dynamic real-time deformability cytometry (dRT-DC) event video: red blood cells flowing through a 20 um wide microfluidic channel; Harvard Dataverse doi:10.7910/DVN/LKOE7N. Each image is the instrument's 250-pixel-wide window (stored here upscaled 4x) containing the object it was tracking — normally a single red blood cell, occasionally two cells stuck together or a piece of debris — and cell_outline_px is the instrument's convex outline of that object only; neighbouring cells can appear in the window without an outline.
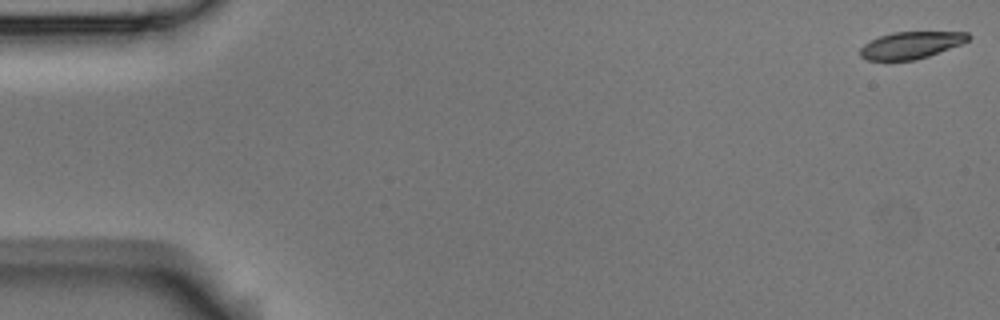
{"species": "Egyptian fruit bat (a non-hibernating species)", "species_latin": "Rousettus aegyptiacus", "temperature_condition": "room temperature", "stored_images_in_passage": 57, "camera_frame_rate_fps": 3000, "um_per_image_px": 0.085, "animal": {"sex": "male"}, "frame": {"image": 1, "passage_image": 1, "time_ms": 0.0, "image_size_px": [1000, 320], "cell_outline_px": [[972, 36], [968, 40], [960, 44], [928, 56], [916, 60], [868, 60], [860, 56], [860, 48], [864, 44], [880, 36], [892, 32], [968, 32]], "centroid_in_image_um": [77.43, 3.83], "position_along_channel_um": 7.6, "area_um2": 16.82}}
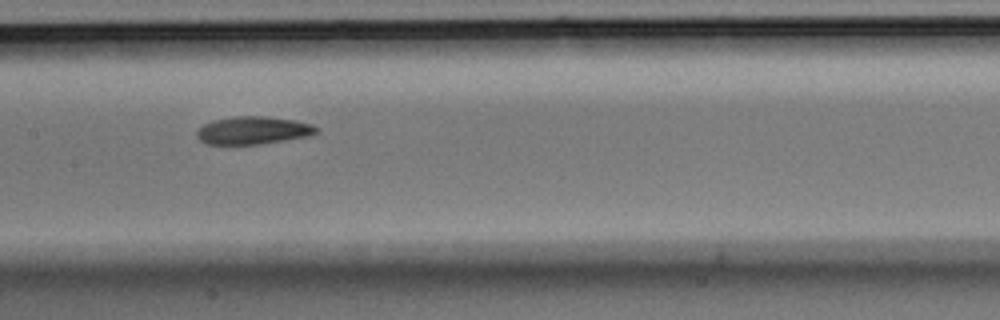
{"frame": {"image": 2, "passage_image": 28, "time_ms": 9.0, "image_size_px": [1000, 320], "cell_outline_px": [[320, 128], [316, 132], [308, 136], [260, 144], [204, 144], [196, 136], [196, 132], [204, 124], [212, 120], [236, 116], [264, 116], [292, 120], [312, 124]], "centroid_in_image_um": [21.49, 11.08], "position_along_channel_um": 185.9, "area_um2": 19.25}}
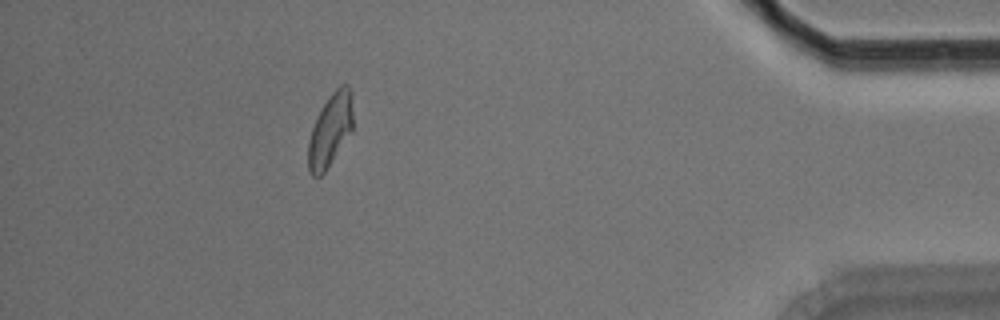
{"frame": {"image": 3, "passage_image": 51, "time_ms": 16.667, "image_size_px": [1000, 320], "cell_outline_px": [[352, 132], [324, 172], [320, 176], [312, 176], [308, 172], [308, 140], [316, 116], [328, 96], [340, 84], [348, 84], [352, 92]], "centroid_in_image_um": [28.07, 11.03], "position_along_channel_um": 407.1, "area_um2": 19.19}, "authors_computed_cell_mechanics": {"area_um2": 19.2474, "velocity_mm_per_s": 3.5478, "shape_relaxation_time_tau1_ms": 4.8141, "shape_relaxation_time_tau2_ms": 4.4272, "deformation_change_tau1": 0.1482, "deformation_change_tau2": 0.1019}}